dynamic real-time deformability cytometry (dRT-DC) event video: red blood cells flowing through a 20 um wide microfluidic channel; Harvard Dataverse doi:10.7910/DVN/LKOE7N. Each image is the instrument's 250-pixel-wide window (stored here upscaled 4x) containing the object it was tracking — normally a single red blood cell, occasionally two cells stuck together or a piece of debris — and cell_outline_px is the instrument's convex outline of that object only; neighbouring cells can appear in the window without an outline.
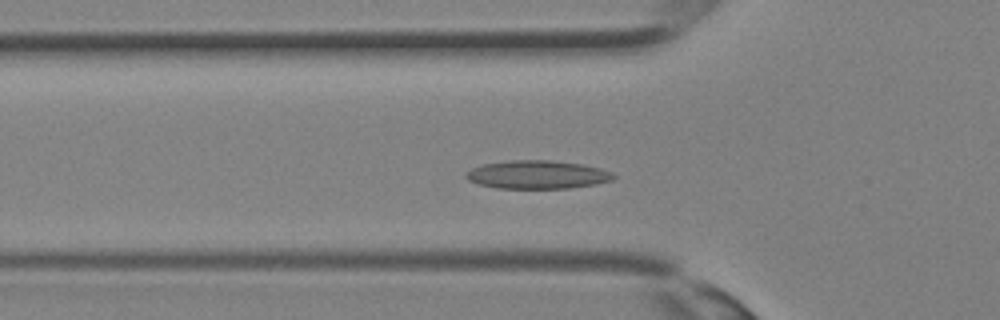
{"species": "Egyptian fruit bat (a non-hibernating species)", "species_latin": "Rousettus aegyptiacus", "temperature_condition": "room temperature", "stored_images_in_passage": 25, "camera_frame_rate_fps": 3000, "um_per_image_px": 0.085, "animal": {"sex": "female"}, "frame": {"image": 1, "passage_image": 2, "time_ms": 0.333, "image_size_px": [1000, 320], "cell_outline_px": [[616, 176], [612, 180], [596, 184], [568, 188], [496, 188], [480, 184], [468, 180], [464, 176], [464, 172], [472, 168], [484, 164], [508, 160], [552, 160], [580, 164], [600, 168], [612, 172]], "centroid_in_image_um": [45.66, 14.84], "position_along_channel_um": 80.1, "area_um2": 24.33}}
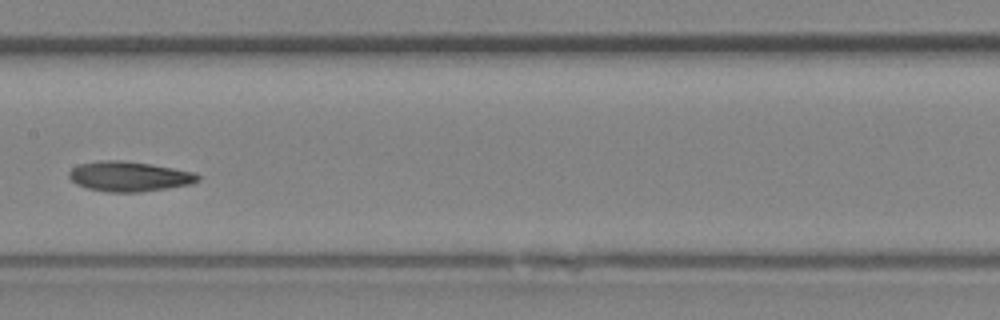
{"frame": {"image": 2, "passage_image": 8, "time_ms": 2.333, "image_size_px": [1000, 320], "cell_outline_px": [[200, 180], [192, 184], [168, 188], [140, 192], [108, 192], [88, 188], [76, 184], [68, 176], [68, 172], [72, 168], [80, 164], [96, 160], [124, 160], [152, 164], [196, 172], [200, 176]], "centroid_in_image_um": [11.0, 14.99], "position_along_channel_um": 196.4, "area_um2": 22.77}}
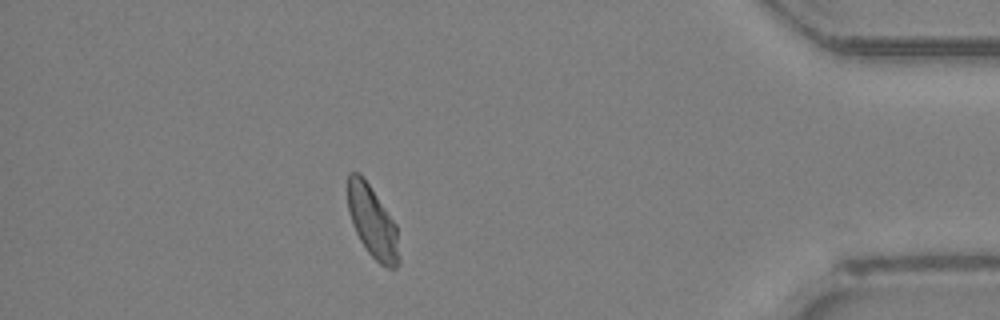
{"frame": {"image": 3, "passage_image": 21, "time_ms": 6.667, "image_size_px": [1000, 320], "cell_outline_px": [[400, 260], [396, 268], [388, 268], [380, 264], [368, 252], [360, 240], [352, 224], [348, 212], [348, 172], [360, 172], [396, 224]], "centroid_in_image_um": [31.66, 18.87], "position_along_channel_um": 403.5, "area_um2": 21.39}}